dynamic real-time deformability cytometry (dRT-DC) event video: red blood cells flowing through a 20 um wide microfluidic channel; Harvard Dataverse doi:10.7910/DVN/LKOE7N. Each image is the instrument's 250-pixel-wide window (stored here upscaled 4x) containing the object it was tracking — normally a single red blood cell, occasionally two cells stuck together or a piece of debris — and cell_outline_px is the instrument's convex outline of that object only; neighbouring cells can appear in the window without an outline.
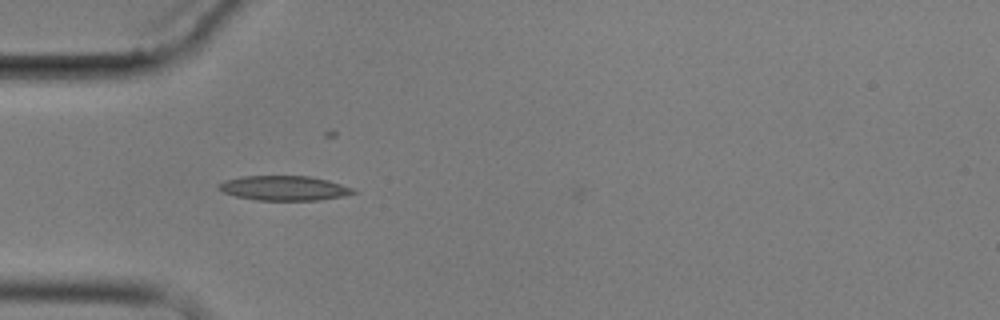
{"species": "common noctule bat (a hibernating species)", "species_latin": "Nyctalus noctula", "temperature_condition": "cold", "stored_images_in_passage": 7, "camera_frame_rate_fps": 3000, "um_per_image_px": 0.085, "animal": {"sex": "male", "body_mass_g": 17.9}, "frame": {"image": 1, "passage_image": 5, "time_ms": 5.667, "image_size_px": [1000, 320], "cell_outline_px": [[356, 192], [344, 196], [320, 200], [256, 200], [236, 196], [224, 192], [216, 188], [216, 184], [224, 180], [240, 176], [308, 176], [328, 180], [356, 188]], "centroid_in_image_um": [24.14, 15.98], "position_along_channel_um": 60.9, "area_um2": 19.54}}
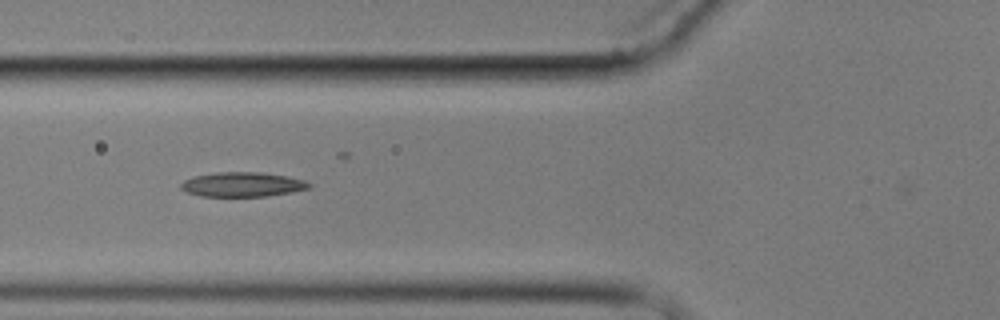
{"frame": {"image": 2, "passage_image": 6, "time_ms": 7.0, "image_size_px": [1000, 320], "cell_outline_px": [[312, 188], [292, 192], [268, 196], [200, 196], [188, 192], [180, 188], [180, 184], [184, 180], [196, 176], [216, 172], [260, 172], [284, 176], [304, 180], [312, 184]], "centroid_in_image_um": [20.63, 15.68], "position_along_channel_um": 105.2, "area_um2": 18.26}}
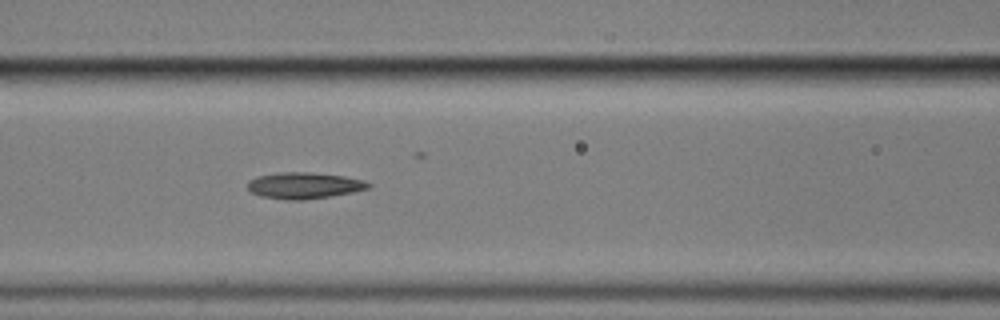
{"frame": {"image": 3, "passage_image": 7, "time_ms": 8.0, "image_size_px": [1000, 320], "cell_outline_px": [[372, 188], [332, 196], [304, 200], [288, 200], [260, 196], [252, 192], [248, 188], [248, 180], [256, 176], [276, 172], [308, 172], [344, 176], [364, 180], [372, 184]], "centroid_in_image_um": [25.86, 15.76], "position_along_channel_um": 140.7, "area_um2": 18.73}}